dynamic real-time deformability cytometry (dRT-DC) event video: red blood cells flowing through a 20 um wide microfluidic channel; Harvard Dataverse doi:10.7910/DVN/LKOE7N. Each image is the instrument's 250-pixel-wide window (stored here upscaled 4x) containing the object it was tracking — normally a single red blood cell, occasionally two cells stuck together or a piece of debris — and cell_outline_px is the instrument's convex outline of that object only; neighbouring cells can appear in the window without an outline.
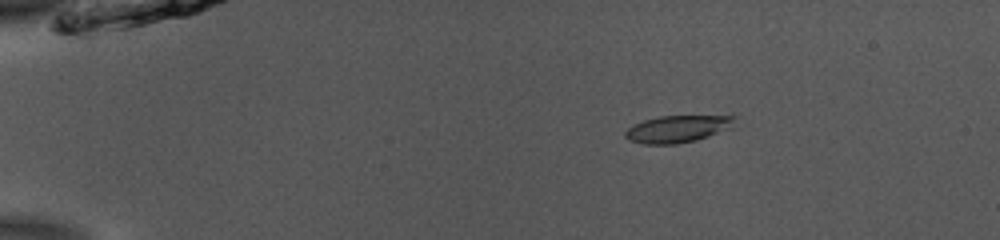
{"species": "common noctule bat (a hibernating species)", "species_latin": "Nyctalus noctula", "temperature_condition": "room temperature", "stored_images_in_passage": 53, "camera_frame_rate_fps": 3000, "um_per_image_px": 0.085, "animal": {"sex": "male", "body_mass_g": 13.0, "forearm_length_mm": 53.1}, "frame": {"image": 1, "passage_image": 10, "time_ms": 3.0, "image_size_px": [1000, 240], "cell_outline_px": [[736, 116], [732, 128], [696, 140], [676, 144], [644, 144], [628, 140], [624, 136], [624, 132], [628, 128], [644, 120], [660, 116]], "centroid_in_image_um": [57.58, 10.96], "position_along_channel_um": 27.4, "area_um2": 17.17}}
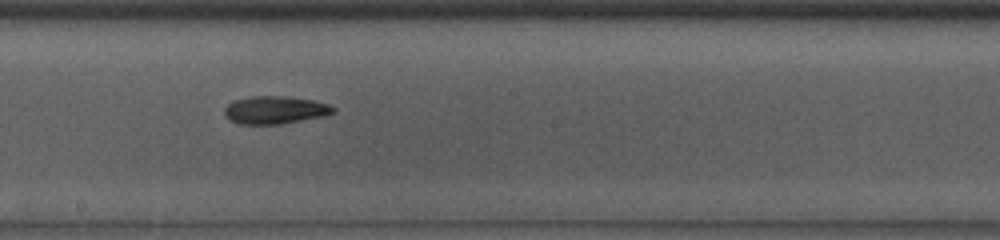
{"frame": {"image": 2, "passage_image": 31, "time_ms": 10.0, "image_size_px": [1000, 240], "cell_outline_px": [[336, 112], [324, 116], [284, 124], [240, 124], [228, 120], [224, 116], [224, 108], [232, 100], [252, 96], [288, 96], [312, 100], [328, 104], [336, 108]], "centroid_in_image_um": [23.36, 9.35], "position_along_channel_um": 224.8, "area_um2": 17.92}}
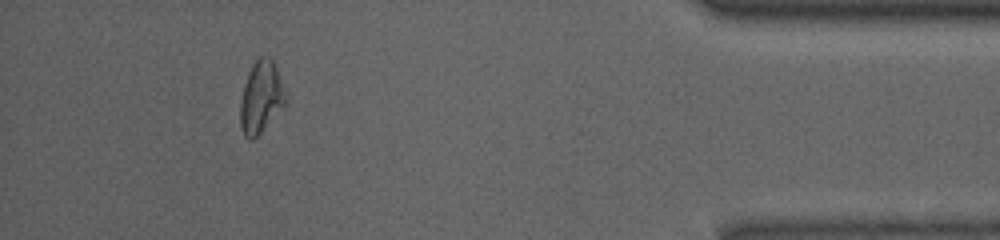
{"frame": {"image": 3, "passage_image": 49, "time_ms": 16.0, "image_size_px": [1000, 240], "cell_outline_px": [[288, 100], [260, 132], [252, 140], [248, 140], [244, 136], [240, 128], [240, 100], [244, 84], [248, 72], [252, 64], [260, 56], [268, 56], [272, 60], [276, 68]], "centroid_in_image_um": [22.15, 8.26], "position_along_channel_um": 413.0, "area_um2": 18.79}, "authors_computed_cell_mechanics": {"area_um2": 17.9758, "velocity_mm_per_s": 3.8854, "shape_relaxation_time_tau1_ms": 5.5038, "shape_relaxation_time_tau2_ms": 3.3868, "deformation_change_tau1": 0.1439, "deformation_change_tau2": 0.0997}}